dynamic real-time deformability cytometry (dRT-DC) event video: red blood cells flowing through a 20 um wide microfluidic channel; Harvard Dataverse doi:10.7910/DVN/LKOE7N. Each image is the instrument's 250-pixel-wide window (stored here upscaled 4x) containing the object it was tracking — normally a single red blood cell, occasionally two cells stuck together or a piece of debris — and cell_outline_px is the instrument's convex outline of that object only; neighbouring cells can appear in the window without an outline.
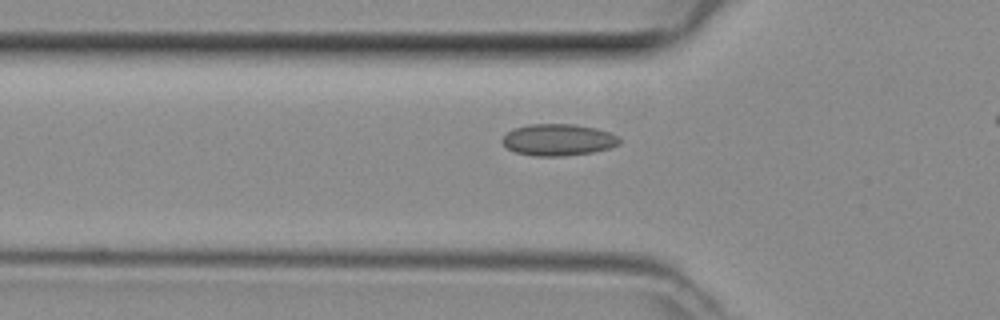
{"species": "common noctule bat (a hibernating species)", "species_latin": "Nyctalus noctula", "temperature_condition": "room temperature", "stored_images_in_passage": 32, "camera_frame_rate_fps": 3000, "um_per_image_px": 0.085, "animal": {"sex": "female", "body_mass_g": 29.2, "forearm_length_mm": 56.3}, "frame": {"image": 1, "passage_image": 9, "time_ms": 2.667, "image_size_px": [1000, 320], "cell_outline_px": [[620, 144], [608, 148], [592, 152], [564, 156], [536, 156], [516, 152], [508, 148], [500, 140], [512, 128], [528, 124], [572, 124], [596, 128], [608, 132], [616, 136], [620, 140]], "centroid_in_image_um": [47.42, 11.88], "position_along_channel_um": 78.4, "area_um2": 21.5}}
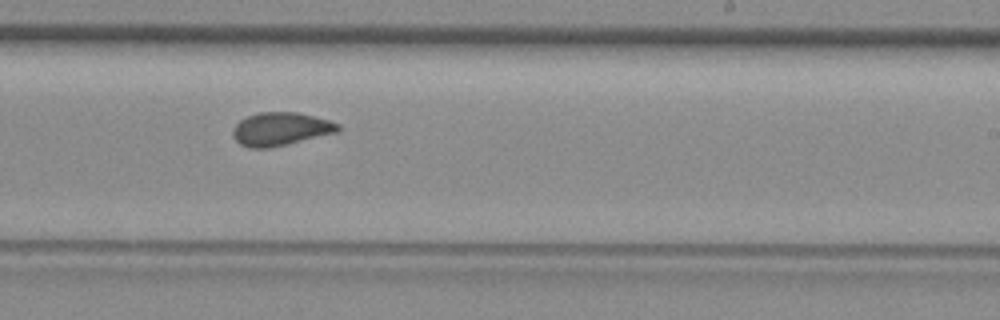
{"frame": {"image": 2, "passage_image": 22, "time_ms": 7.0, "image_size_px": [1000, 320], "cell_outline_px": [[340, 128], [336, 132], [268, 148], [248, 148], [240, 144], [232, 136], [232, 128], [240, 120], [248, 116], [260, 112], [300, 112], [328, 120], [340, 124]], "centroid_in_image_um": [23.81, 10.95], "position_along_channel_um": 265.2, "area_um2": 20.17}}
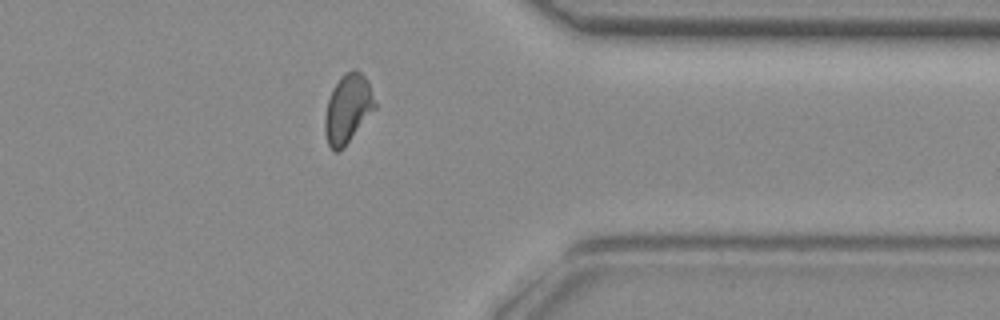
{"frame": {"image": 3, "passage_image": 31, "time_ms": 10.0, "image_size_px": [1000, 320], "cell_outline_px": [[376, 108], [340, 152], [332, 152], [328, 144], [324, 132], [324, 120], [328, 100], [340, 76], [344, 72], [352, 68], [356, 68], [368, 80], [376, 104]], "centroid_in_image_um": [29.56, 9.24], "position_along_channel_um": 381.8, "area_um2": 20.17}}